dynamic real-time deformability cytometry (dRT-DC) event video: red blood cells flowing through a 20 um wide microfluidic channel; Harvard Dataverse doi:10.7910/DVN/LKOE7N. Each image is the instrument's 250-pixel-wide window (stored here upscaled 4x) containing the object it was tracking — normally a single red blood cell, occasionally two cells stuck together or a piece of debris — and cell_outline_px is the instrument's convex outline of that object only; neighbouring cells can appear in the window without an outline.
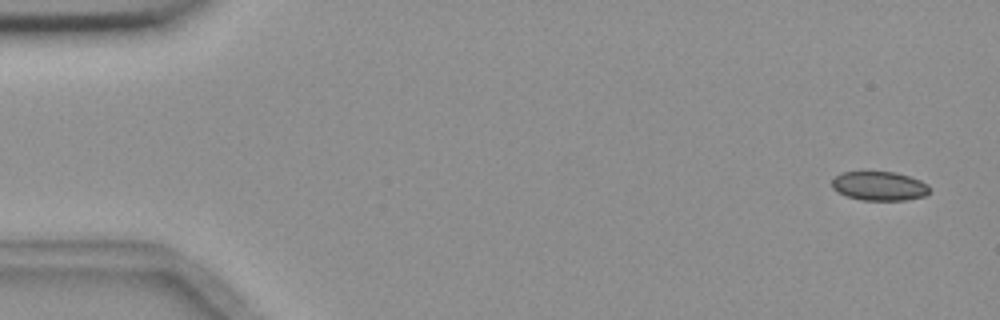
{"species": "common noctule bat (a hibernating species)", "species_latin": "Nyctalus noctula", "temperature_condition": "room temperature", "stored_images_in_passage": 5, "camera_frame_rate_fps": 3000, "um_per_image_px": 0.085, "animal": {"sex": "female", "body_mass_g": 18.4}, "frame": {"image": 1, "passage_image": 1, "time_ms": 0.0, "image_size_px": [1000, 320], "cell_outline_px": [[928, 192], [924, 196], [904, 200], [860, 200], [836, 192], [832, 188], [832, 180], [840, 172], [896, 172], [920, 180], [928, 184]], "centroid_in_image_um": [74.71, 15.81], "position_along_channel_um": 10.3, "area_um2": 16.47}}